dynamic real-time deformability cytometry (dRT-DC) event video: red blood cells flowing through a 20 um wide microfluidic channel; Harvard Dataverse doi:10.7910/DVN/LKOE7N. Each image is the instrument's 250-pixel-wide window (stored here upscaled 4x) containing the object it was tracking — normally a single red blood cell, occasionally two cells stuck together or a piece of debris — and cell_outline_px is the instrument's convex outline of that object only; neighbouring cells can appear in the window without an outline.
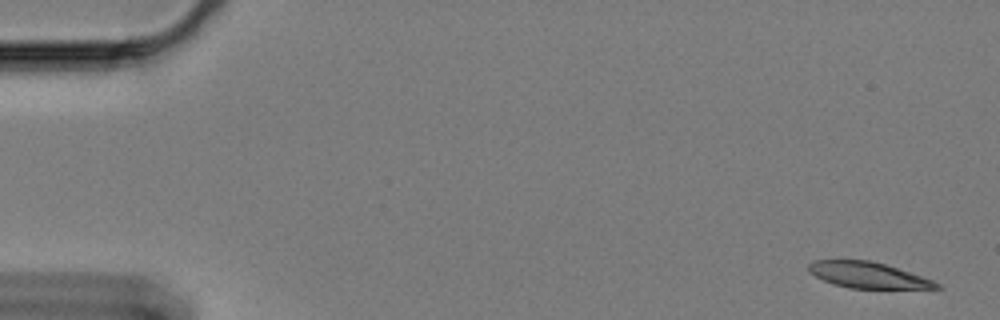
{"species": "Egyptian fruit bat (a non-hibernating species)", "species_latin": "Rousettus aegyptiacus", "temperature_condition": "cold", "stored_images_in_passage": 17, "camera_frame_rate_fps": 3000, "um_per_image_px": 0.085, "animal": {"sex": "female"}, "frame": {"image": 1, "passage_image": 1, "time_ms": 0.0, "image_size_px": [1000, 320], "cell_outline_px": [[944, 288], [848, 288], [832, 284], [808, 272], [808, 264], [812, 260], [868, 260], [884, 264], [932, 280], [940, 284]], "centroid_in_image_um": [73.71, 23.38], "position_along_channel_um": 11.3, "area_um2": 19.07}}